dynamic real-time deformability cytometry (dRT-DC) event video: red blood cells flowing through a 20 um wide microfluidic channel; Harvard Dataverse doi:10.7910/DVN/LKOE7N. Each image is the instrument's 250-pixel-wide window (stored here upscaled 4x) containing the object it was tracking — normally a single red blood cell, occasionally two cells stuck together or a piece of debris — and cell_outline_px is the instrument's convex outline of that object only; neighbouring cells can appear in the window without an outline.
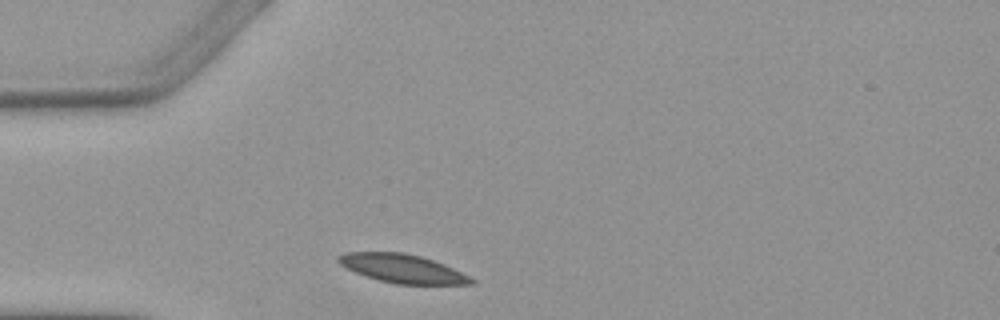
{"species": "Egyptian fruit bat (a non-hibernating species)", "species_latin": "Rousettus aegyptiacus", "temperature_condition": "warm", "stored_images_in_passage": 1, "camera_frame_rate_fps": 3000, "um_per_image_px": 0.085, "animal": {"sex": "female"}, "frame": {"image": 1, "passage_image": 1, "time_ms": 0.0, "image_size_px": [1000, 320], "cell_outline_px": [[476, 284], [396, 284], [364, 276], [340, 264], [336, 260], [336, 256], [344, 252], [404, 252], [420, 256], [444, 264], [476, 280]], "centroid_in_image_um": [34.18, 22.82], "position_along_channel_um": 50.8, "area_um2": 22.02}}